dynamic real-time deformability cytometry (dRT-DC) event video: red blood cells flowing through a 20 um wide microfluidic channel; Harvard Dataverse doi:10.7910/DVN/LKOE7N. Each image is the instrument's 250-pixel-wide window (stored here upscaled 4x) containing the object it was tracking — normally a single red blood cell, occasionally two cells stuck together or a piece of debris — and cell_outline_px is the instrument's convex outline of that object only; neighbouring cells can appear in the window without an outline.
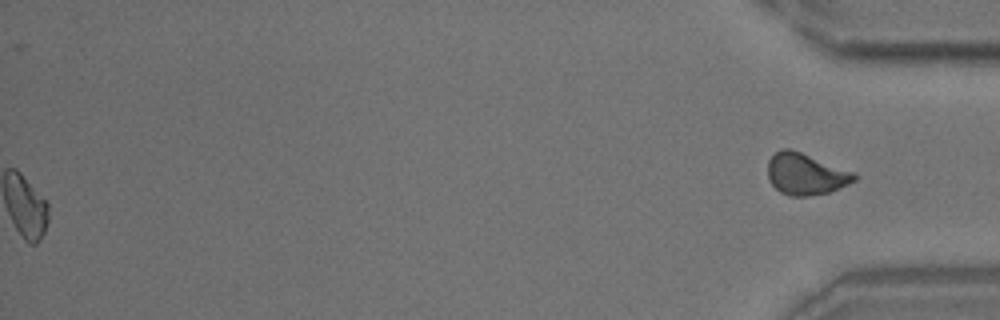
{"species": "common noctule bat (a hibernating species)", "species_latin": "Nyctalus noctula", "temperature_condition": "room temperature", "stored_images_in_passage": 55, "segment_of_instrument_passage": [2, 2], "camera_frame_rate_fps": 3000, "um_per_image_px": 0.085, "animal": {"sex": "male", "body_mass_g": 18.8}, "frame": {"image": 1, "passage_image": 55, "time_ms": 18.0, "image_size_px": [1000, 320], "cell_outline_px": [[856, 180], [848, 184], [828, 192], [808, 196], [792, 196], [780, 192], [768, 180], [768, 160], [780, 148], [788, 148], [800, 152], [856, 172]], "centroid_in_image_um": [68.48, 14.79], "position_along_channel_um": 366.7, "area_um2": 20.87}}